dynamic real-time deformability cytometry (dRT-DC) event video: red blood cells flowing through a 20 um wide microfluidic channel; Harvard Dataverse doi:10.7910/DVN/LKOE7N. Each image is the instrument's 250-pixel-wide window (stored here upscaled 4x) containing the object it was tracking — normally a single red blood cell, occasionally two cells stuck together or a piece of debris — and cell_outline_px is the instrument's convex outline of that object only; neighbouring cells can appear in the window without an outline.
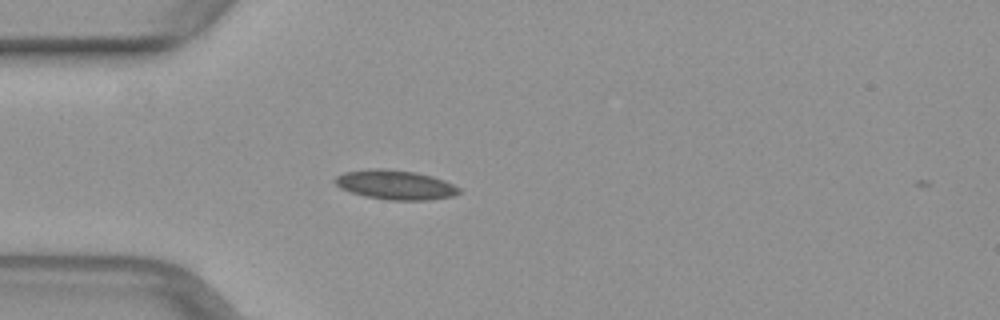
{"species": "common noctule bat (a hibernating species)", "species_latin": "Nyctalus noctula", "temperature_condition": "warm", "stored_images_in_passage": 38, "camera_frame_rate_fps": 3000, "um_per_image_px": 0.085, "animal": {"sex": "female", "body_mass_g": 29.2, "forearm_length_mm": 56.3}, "frame": {"image": 1, "passage_image": 1, "time_ms": 0.0, "image_size_px": [1000, 320], "cell_outline_px": [[460, 192], [452, 196], [432, 200], [388, 200], [364, 196], [340, 188], [332, 180], [336, 176], [344, 172], [372, 168], [384, 168], [416, 172], [432, 176], [444, 180], [460, 188]], "centroid_in_image_um": [33.59, 15.7], "position_along_channel_um": 51.4, "area_um2": 21.39}}
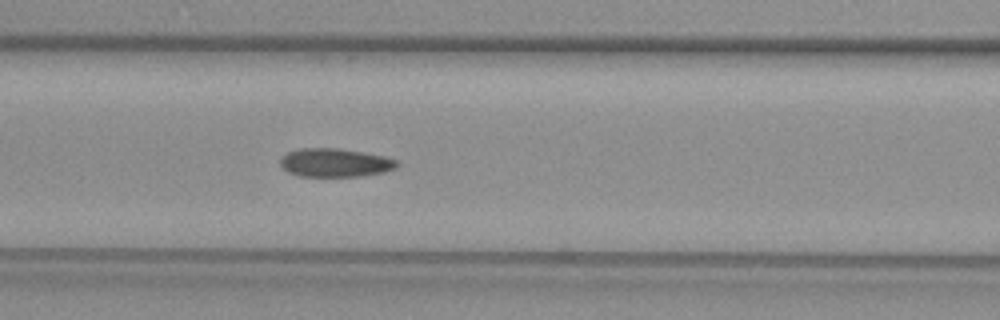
{"frame": {"image": 2, "passage_image": 8, "time_ms": 2.333, "image_size_px": [1000, 320], "cell_outline_px": [[400, 164], [396, 168], [384, 172], [360, 176], [296, 176], [288, 172], [280, 164], [280, 160], [288, 152], [300, 148], [340, 148], [384, 156], [396, 160]], "centroid_in_image_um": [28.49, 13.83], "position_along_channel_um": 138.1, "area_um2": 19.36}}
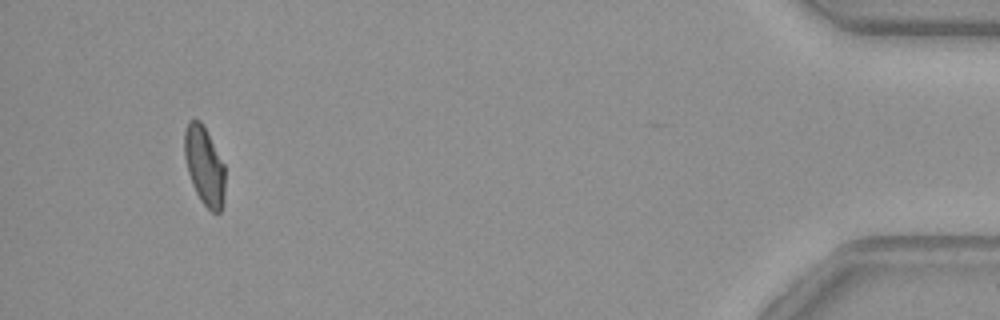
{"frame": {"image": 3, "passage_image": 34, "time_ms": 11.0, "image_size_px": [1000, 320], "cell_outline_px": [[224, 200], [220, 212], [212, 212], [200, 200], [192, 184], [188, 172], [184, 156], [184, 132], [188, 120], [200, 120], [224, 164]], "centroid_in_image_um": [17.35, 14.1], "position_along_channel_um": 417.8, "area_um2": 18.38}}